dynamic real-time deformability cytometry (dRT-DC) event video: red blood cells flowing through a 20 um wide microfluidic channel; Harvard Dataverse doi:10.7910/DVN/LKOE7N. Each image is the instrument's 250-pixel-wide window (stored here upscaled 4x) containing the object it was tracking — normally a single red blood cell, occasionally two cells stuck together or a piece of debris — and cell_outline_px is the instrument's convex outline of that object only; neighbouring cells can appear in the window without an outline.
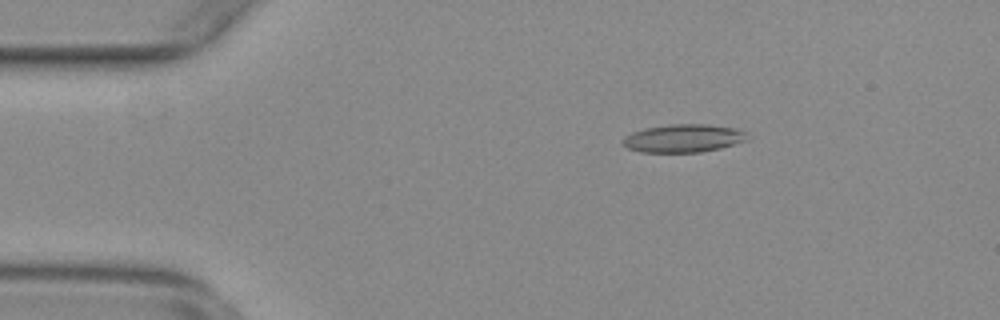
{"species": "common noctule bat (a hibernating species)", "species_latin": "Nyctalus noctula", "temperature_condition": "warm", "stored_images_in_passage": 50, "camera_frame_rate_fps": 3000, "um_per_image_px": 0.085, "animal": {"sex": "female", "body_mass_g": 29.2, "forearm_length_mm": 56.3}, "frame": {"image": 1, "passage_image": 5, "time_ms": 1.333, "image_size_px": [1000, 320], "cell_outline_px": [[748, 140], [720, 148], [700, 152], [640, 152], [628, 148], [620, 140], [624, 136], [632, 132], [644, 128], [668, 124], [708, 124], [736, 128], [748, 132]], "centroid_in_image_um": [58.1, 11.74], "position_along_channel_um": 26.9, "area_um2": 20.58}}
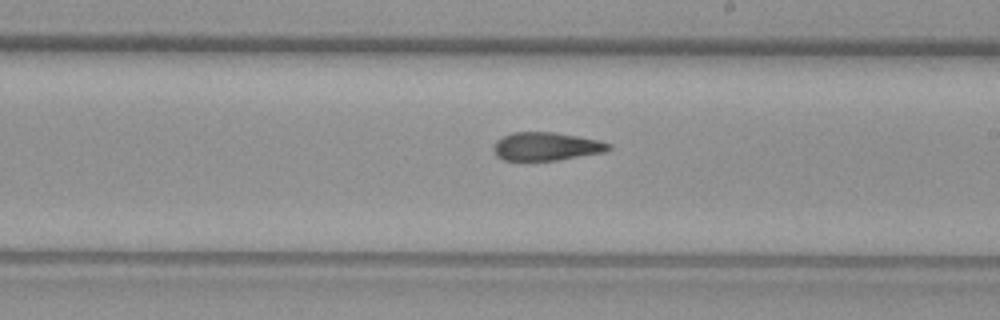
{"frame": {"image": 2, "passage_image": 27, "time_ms": 8.667, "image_size_px": [1000, 320], "cell_outline_px": [[612, 148], [604, 152], [556, 160], [504, 160], [496, 156], [492, 148], [496, 140], [512, 132], [552, 132], [600, 140], [612, 144]], "centroid_in_image_um": [46.42, 12.44], "position_along_channel_um": 242.6, "area_um2": 18.9}}
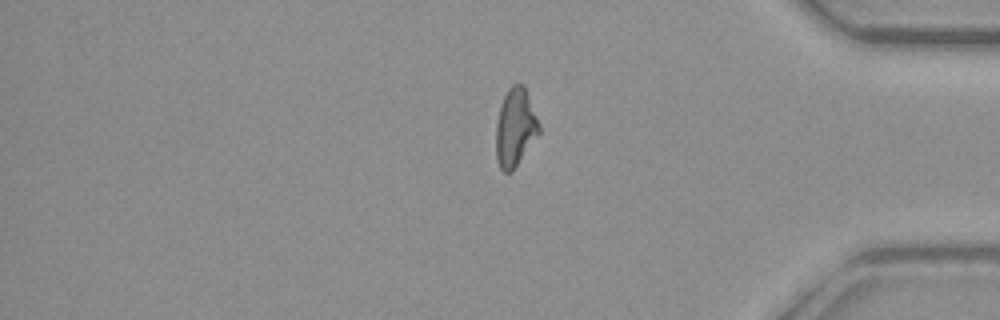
{"frame": {"image": 3, "passage_image": 41, "time_ms": 13.333, "image_size_px": [1000, 320], "cell_outline_px": [[540, 132], [512, 172], [504, 172], [500, 168], [496, 160], [496, 124], [500, 108], [504, 96], [508, 88], [512, 84], [524, 84], [540, 124]], "centroid_in_image_um": [43.8, 10.84], "position_along_channel_um": 391.4, "area_um2": 19.59}, "authors_computed_cell_mechanics": {"area_um2": 19.7965, "velocity_mm_per_s": 3.7659, "shape_relaxation_time_tau1_ms": null, "shape_relaxation_time_tau2_ms": 2.9812, "deformation_change_tau1": null, "deformation_change_tau2": 0.1223}}